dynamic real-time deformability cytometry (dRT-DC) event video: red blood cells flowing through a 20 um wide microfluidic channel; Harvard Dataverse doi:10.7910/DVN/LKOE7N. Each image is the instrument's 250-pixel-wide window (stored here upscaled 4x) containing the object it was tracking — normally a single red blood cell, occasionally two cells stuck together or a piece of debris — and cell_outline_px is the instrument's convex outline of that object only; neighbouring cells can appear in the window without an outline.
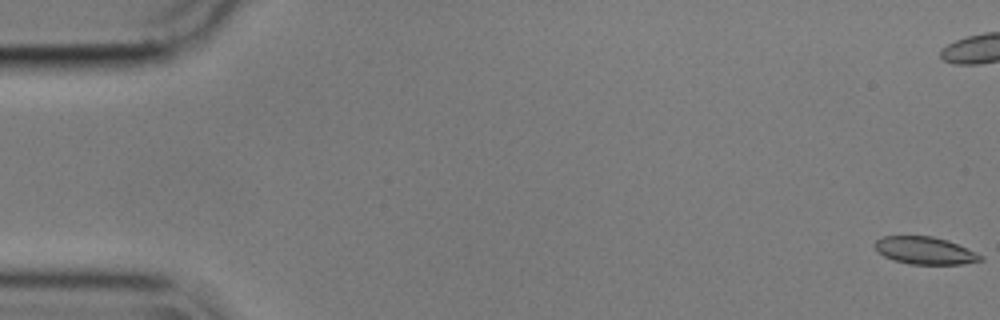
{"species": "common noctule bat (a hibernating species)", "species_latin": "Nyctalus noctula", "temperature_condition": "cold", "stored_images_in_passage": 18, "camera_frame_rate_fps": 3000, "um_per_image_px": 0.085, "animal": {"sex": "male", "body_mass_g": 17.9}, "frame": {"image": 1, "passage_image": 1, "time_ms": 0.0, "image_size_px": [1000, 320], "cell_outline_px": [[984, 260], [960, 264], [912, 264], [892, 260], [884, 256], [872, 244], [876, 240], [884, 236], [932, 236], [948, 240], [984, 256]], "centroid_in_image_um": [78.62, 21.29], "position_along_channel_um": 6.4, "area_um2": 16.82}}